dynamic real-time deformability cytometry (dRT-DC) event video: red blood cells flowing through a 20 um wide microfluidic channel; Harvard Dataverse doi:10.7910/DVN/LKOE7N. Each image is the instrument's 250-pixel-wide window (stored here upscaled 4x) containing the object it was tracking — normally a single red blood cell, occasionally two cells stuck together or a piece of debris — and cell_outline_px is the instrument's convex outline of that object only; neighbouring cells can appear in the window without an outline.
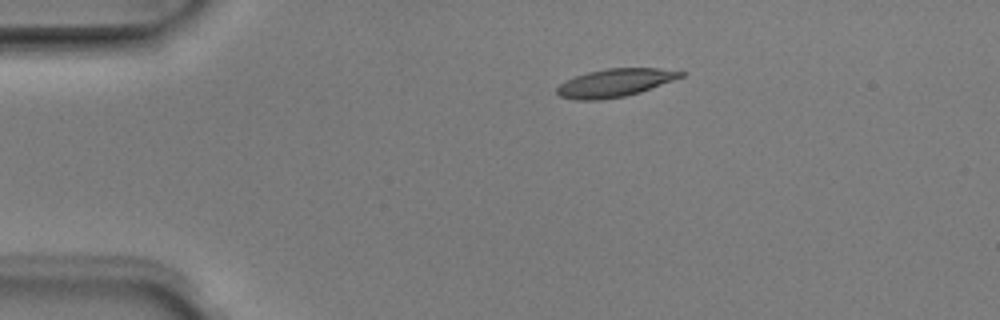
{"species": "Egyptian fruit bat (a non-hibernating species)", "species_latin": "Rousettus aegyptiacus", "temperature_condition": "room temperature", "stored_images_in_passage": 6, "camera_frame_rate_fps": 3000, "um_per_image_px": 0.085, "animal": {"sex": "male"}, "frame": {"image": 1, "passage_image": 2, "time_ms": 0.333, "image_size_px": [1000, 320], "cell_outline_px": [[688, 72], [684, 76], [640, 92], [624, 96], [600, 100], [576, 100], [560, 96], [556, 92], [556, 88], [564, 80], [588, 72], [608, 68], [660, 68]], "centroid_in_image_um": [52.27, 7.03], "position_along_channel_um": 32.7, "area_um2": 20.23}}
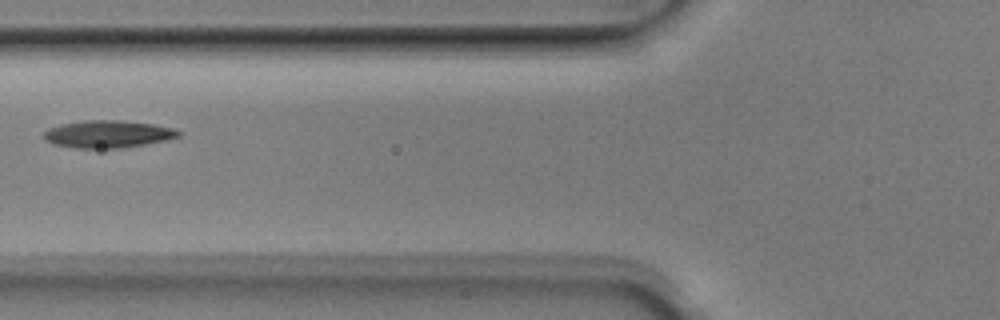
{"frame": {"image": 2, "passage_image": 5, "time_ms": 1.333, "image_size_px": [1000, 320], "cell_outline_px": [[180, 136], [164, 140], [144, 144], [116, 148], [76, 148], [56, 144], [48, 140], [44, 136], [44, 132], [48, 128], [60, 124], [88, 120], [124, 120], [152, 124], [172, 128], [180, 132]], "centroid_in_image_um": [9.16, 11.38], "position_along_channel_um": 116.6, "area_um2": 21.1}}
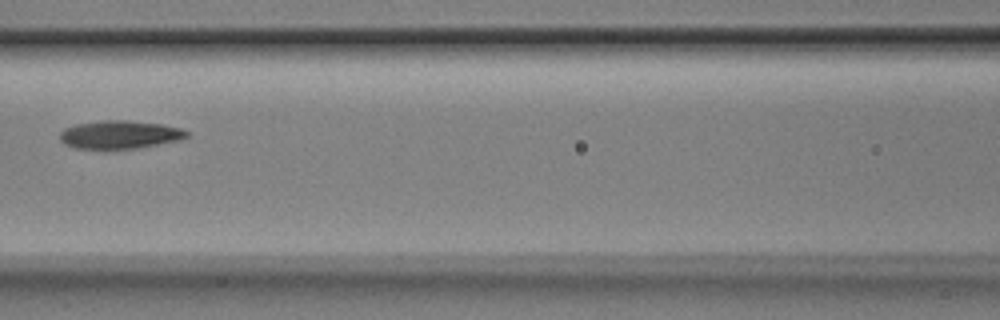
{"frame": {"image": 3, "passage_image": 6, "time_ms": 1.667, "image_size_px": [1000, 320], "cell_outline_px": [[188, 136], [180, 140], [136, 148], [104, 152], [72, 148], [64, 144], [60, 140], [60, 132], [64, 128], [76, 124], [104, 120], [124, 120], [160, 124], [180, 128], [188, 132]], "centroid_in_image_um": [10.09, 11.49], "position_along_channel_um": 156.5, "area_um2": 21.5}}